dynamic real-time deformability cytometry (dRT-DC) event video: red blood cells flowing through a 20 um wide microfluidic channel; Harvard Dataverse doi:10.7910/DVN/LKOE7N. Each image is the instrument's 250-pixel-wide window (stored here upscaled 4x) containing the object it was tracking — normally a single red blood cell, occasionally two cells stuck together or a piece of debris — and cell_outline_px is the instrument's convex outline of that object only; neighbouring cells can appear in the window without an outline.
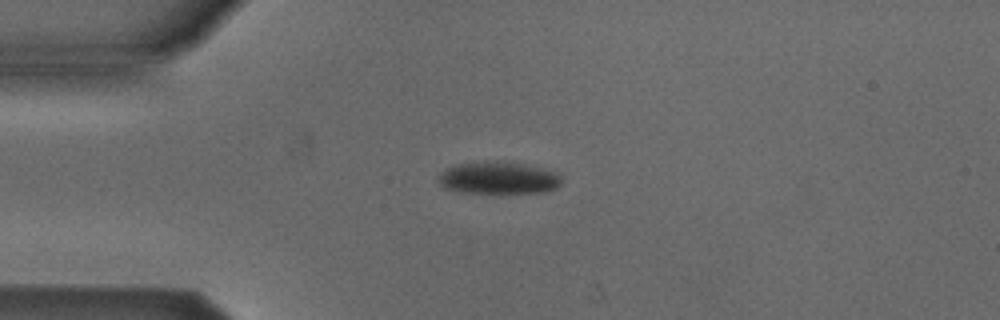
{"species": "Egyptian fruit bat (a non-hibernating species)", "species_latin": "Rousettus aegyptiacus", "temperature_condition": "cold", "stored_images_in_passage": 40, "camera_frame_rate_fps": 3000, "um_per_image_px": 0.085, "animal": {"sex": "male"}, "frame": {"image": 1, "passage_image": 1, "time_ms": 0.0, "image_size_px": [1000, 320], "cell_outline_px": [[560, 184], [556, 188], [544, 192], [500, 196], [460, 192], [444, 188], [436, 180], [440, 172], [444, 168], [456, 164], [476, 160], [484, 160], [516, 164], [556, 172], [560, 176]], "centroid_in_image_um": [42.26, 15.18], "position_along_channel_um": 42.7, "area_um2": 24.1}}
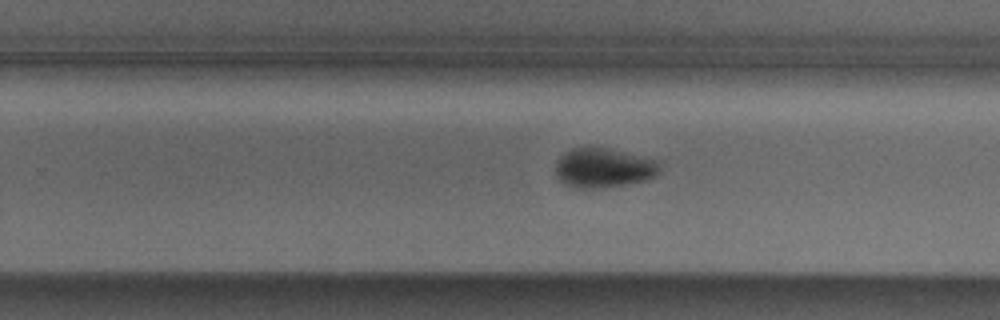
{"frame": {"image": 2, "passage_image": 21, "time_ms": 6.667, "image_size_px": [1000, 320], "cell_outline_px": [[660, 172], [656, 176], [648, 180], [624, 184], [596, 188], [572, 188], [564, 184], [556, 176], [556, 160], [564, 152], [572, 148], [588, 144], [596, 144], [656, 160], [660, 168]], "centroid_in_image_um": [51.26, 14.22], "position_along_channel_um": 278.5, "area_um2": 24.74}}
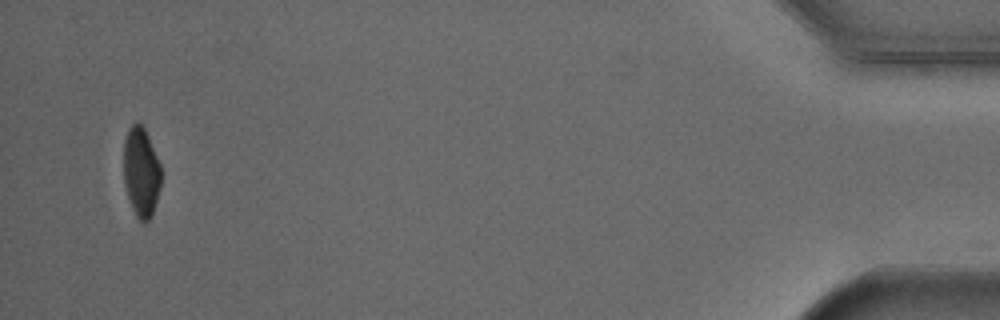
{"frame": {"image": 3, "passage_image": 39, "time_ms": 12.667, "image_size_px": [1000, 320], "cell_outline_px": [[160, 188], [152, 216], [144, 224], [136, 216], [132, 208], [124, 184], [124, 140], [128, 128], [136, 120], [144, 128], [148, 136], [160, 164]], "centroid_in_image_um": [11.99, 14.62], "position_along_channel_um": 423.2, "area_um2": 19.54}, "authors_computed_cell_mechanics": {"area_um2": 24.1315, "velocity_mm_per_s": 3.8716, "shape_relaxation_time_tau1_ms": 3.6438, "shape_relaxation_time_tau2_ms": null, "deformation_change_tau1": 0.1239, "deformation_change_tau2": null}}